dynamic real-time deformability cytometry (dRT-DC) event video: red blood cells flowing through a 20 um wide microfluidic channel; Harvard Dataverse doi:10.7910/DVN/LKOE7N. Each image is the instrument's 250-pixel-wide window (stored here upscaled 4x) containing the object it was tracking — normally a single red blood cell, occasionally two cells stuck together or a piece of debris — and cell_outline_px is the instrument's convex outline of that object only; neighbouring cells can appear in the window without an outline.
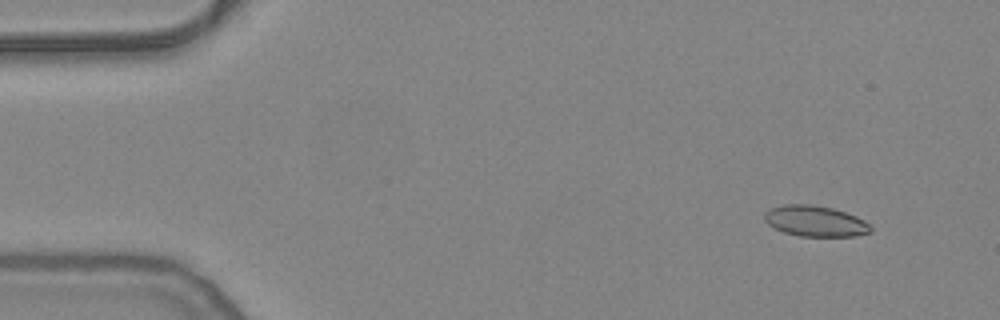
{"species": "common noctule bat (a hibernating species)", "species_latin": "Nyctalus noctula", "temperature_condition": "warm", "stored_images_in_passage": 54, "camera_frame_rate_fps": 3000, "um_per_image_px": 0.085, "animal": {"sex": "female", "body_mass_g": 24.6, "forearm_length_mm": 56.2}, "frame": {"image": 1, "passage_image": 5, "time_ms": 1.333, "image_size_px": [1000, 320], "cell_outline_px": [[872, 232], [856, 236], [800, 236], [784, 232], [768, 224], [764, 220], [764, 212], [772, 208], [784, 204], [812, 204], [832, 208], [856, 216], [864, 220], [872, 228]], "centroid_in_image_um": [69.3, 18.79], "position_along_channel_um": 15.7, "area_um2": 19.02}}
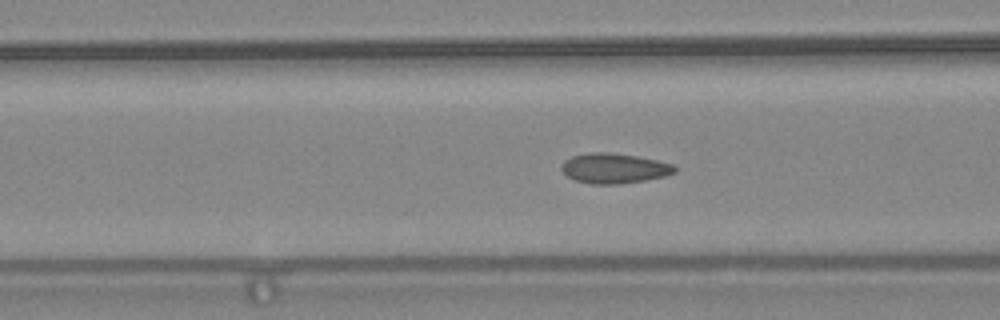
{"frame": {"image": 2, "passage_image": 21, "time_ms": 6.667, "image_size_px": [1000, 320], "cell_outline_px": [[676, 172], [664, 176], [644, 180], [620, 184], [592, 184], [576, 180], [568, 176], [560, 168], [560, 164], [564, 160], [572, 156], [592, 152], [604, 152], [636, 156], [656, 160], [672, 164], [676, 168]], "centroid_in_image_um": [52.18, 14.3], "position_along_channel_um": 114.4, "area_um2": 19.65}}
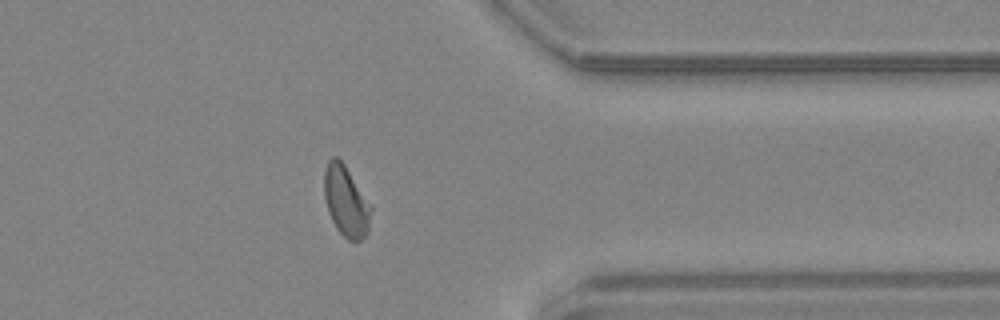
{"frame": {"image": 3, "passage_image": 43, "time_ms": 14.0, "image_size_px": [1000, 320], "cell_outline_px": [[372, 208], [368, 232], [360, 240], [348, 240], [336, 228], [328, 212], [324, 196], [324, 172], [328, 160], [332, 156], [336, 156], [344, 164]], "centroid_in_image_um": [29.39, 17.11], "position_along_channel_um": 382.0, "area_um2": 18.96}, "authors_computed_cell_mechanics": {"area_um2": 19.1318, "velocity_mm_per_s": 3.8304, "shape_relaxation_time_tau1_ms": 8.4123, "shape_relaxation_time_tau2_ms": 0.7014, "deformation_change_tau1": 0.1698, "deformation_change_tau2": 0.0525}}